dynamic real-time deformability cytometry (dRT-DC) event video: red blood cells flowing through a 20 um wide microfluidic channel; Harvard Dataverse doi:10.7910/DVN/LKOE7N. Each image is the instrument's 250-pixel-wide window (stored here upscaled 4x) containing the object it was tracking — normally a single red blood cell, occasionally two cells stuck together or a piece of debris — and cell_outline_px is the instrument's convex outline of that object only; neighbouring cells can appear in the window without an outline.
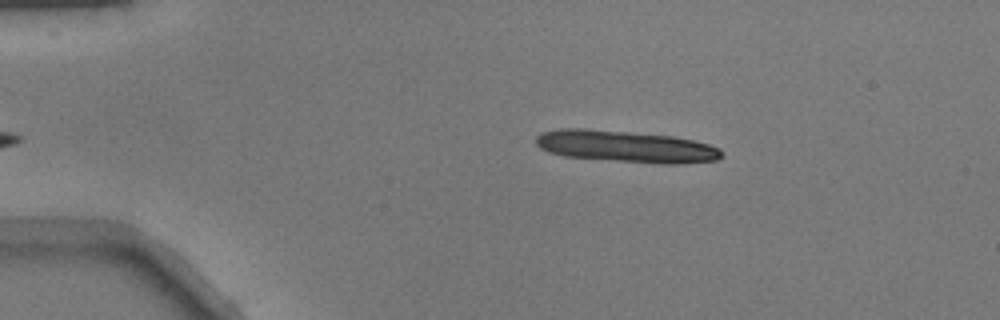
{"species": "common noctule bat (a hibernating species)", "species_latin": "Nyctalus noctula", "temperature_condition": "warm", "stored_images_in_passage": 44, "segment_of_instrument_passage": [1, 2], "camera_frame_rate_fps": 3000, "um_per_image_px": 0.085, "animal": {"sex": "male", "body_mass_g": 17.9}, "frame": {"image": 1, "passage_image": 3, "time_ms": 0.667, "image_size_px": [1000, 320], "cell_outline_px": [[724, 156], [716, 160], [680, 164], [660, 164], [564, 156], [548, 152], [540, 148], [536, 144], [536, 136], [540, 132], [560, 128], [584, 128], [672, 136], [692, 140], [708, 144], [720, 148], [724, 152]], "centroid_in_image_um": [53.2, 12.45], "position_along_channel_um": 31.8, "area_um2": 34.51}}